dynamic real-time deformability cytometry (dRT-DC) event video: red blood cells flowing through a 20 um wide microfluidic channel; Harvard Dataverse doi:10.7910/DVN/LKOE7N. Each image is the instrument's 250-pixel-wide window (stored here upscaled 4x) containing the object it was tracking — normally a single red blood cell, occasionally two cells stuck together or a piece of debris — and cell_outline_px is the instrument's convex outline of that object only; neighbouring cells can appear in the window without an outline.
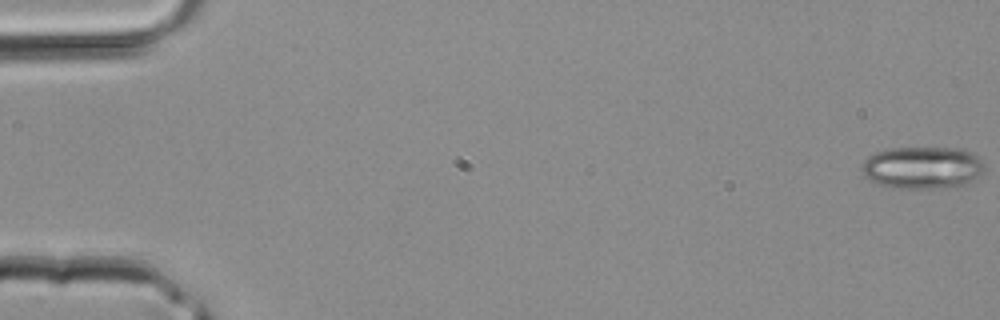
{"species": "common noctule bat (a hibernating species)", "species_latin": "Nyctalus noctula", "temperature_condition": "room temperature", "stored_images_in_passage": 38, "camera_frame_rate_fps": 3000, "um_per_image_px": 0.085, "animal": {"sex": "male", "body_mass_g": 20.4}, "frame": {"image": 1, "passage_image": 1, "time_ms": 0.0, "image_size_px": [1000, 320], "cell_outline_px": [[984, 172], [980, 176], [964, 184], [928, 188], [892, 188], [876, 184], [864, 176], [860, 168], [864, 160], [868, 156], [876, 152], [892, 148], [960, 148], [972, 152], [984, 164]], "centroid_in_image_um": [78.37, 14.24], "position_along_channel_um": 6.6, "area_um2": 30.23}}
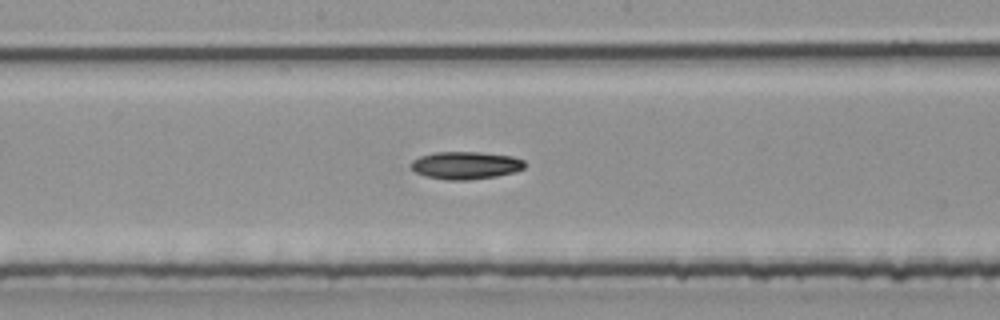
{"frame": {"image": 2, "passage_image": 22, "time_ms": 7.0, "image_size_px": [1000, 320], "cell_outline_px": [[524, 168], [512, 172], [496, 176], [464, 180], [448, 180], [428, 176], [416, 172], [408, 164], [412, 160], [420, 156], [432, 152], [480, 152], [512, 156], [524, 160]], "centroid_in_image_um": [39.54, 14.04], "position_along_channel_um": 208.7, "area_um2": 18.15}}
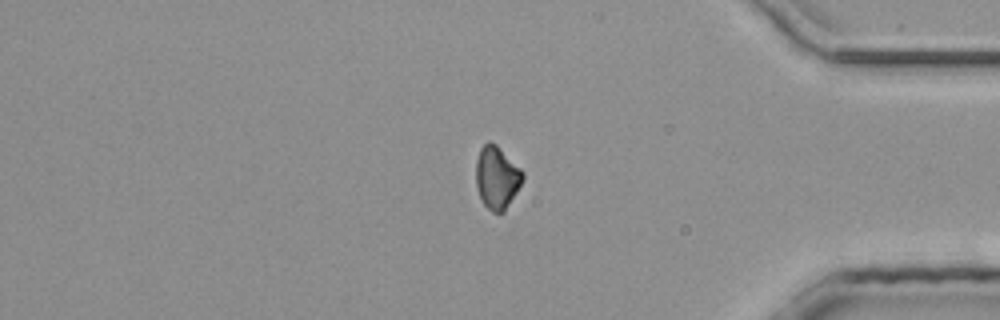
{"frame": {"image": 3, "passage_image": 34, "time_ms": 11.0, "image_size_px": [1000, 320], "cell_outline_px": [[524, 180], [504, 212], [492, 212], [484, 204], [480, 196], [476, 184], [476, 160], [480, 148], [488, 140], [496, 144], [524, 172]], "centroid_in_image_um": [42.24, 15.07], "position_along_channel_um": 393.0, "area_um2": 17.05}}